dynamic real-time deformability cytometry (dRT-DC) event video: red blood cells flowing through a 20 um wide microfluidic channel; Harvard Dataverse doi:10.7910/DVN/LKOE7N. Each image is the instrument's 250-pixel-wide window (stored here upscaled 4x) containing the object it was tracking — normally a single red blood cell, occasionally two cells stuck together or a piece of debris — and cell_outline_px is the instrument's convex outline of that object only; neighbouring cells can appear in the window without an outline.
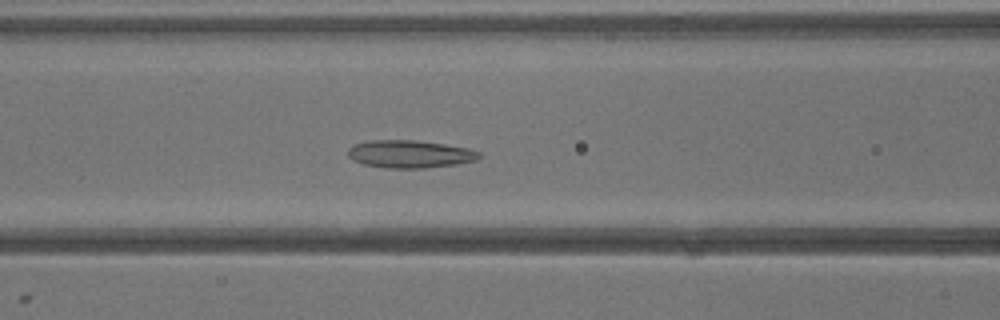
{"species": "common noctule bat (a hibernating species)", "species_latin": "Nyctalus noctula", "temperature_condition": "warm", "stored_images_in_passage": 40, "camera_frame_rate_fps": 3000, "um_per_image_px": 0.085, "animal": {"sex": "male", "body_mass_g": 13.3}, "frame": {"image": 1, "passage_image": 17, "time_ms": 5.333, "image_size_px": [1000, 320], "cell_outline_px": [[480, 156], [476, 160], [456, 164], [424, 168], [384, 168], [364, 164], [352, 160], [348, 156], [348, 148], [356, 144], [368, 140], [412, 140], [444, 144], [468, 148], [480, 152]], "centroid_in_image_um": [34.81, 13.09], "position_along_channel_um": 131.8, "area_um2": 21.1}}
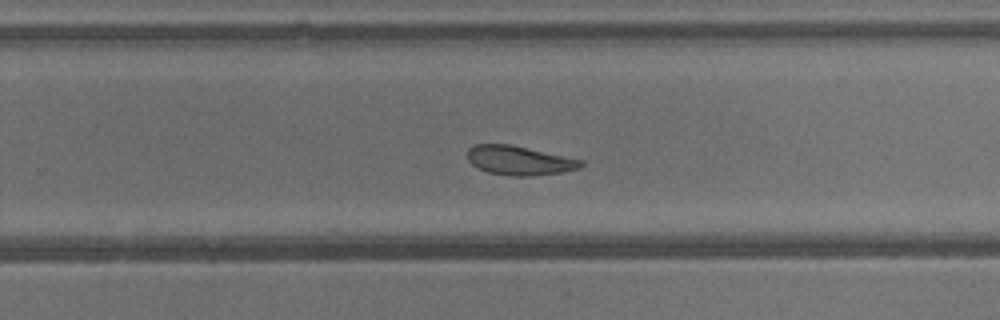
{"frame": {"image": 2, "passage_image": 26, "time_ms": 8.333, "image_size_px": [1000, 320], "cell_outline_px": [[584, 164], [580, 168], [564, 172], [532, 176], [508, 176], [488, 172], [476, 168], [468, 160], [468, 148], [476, 144], [512, 144], [584, 160]], "centroid_in_image_um": [44.16, 13.64], "position_along_channel_um": 285.6, "area_um2": 19.59}}
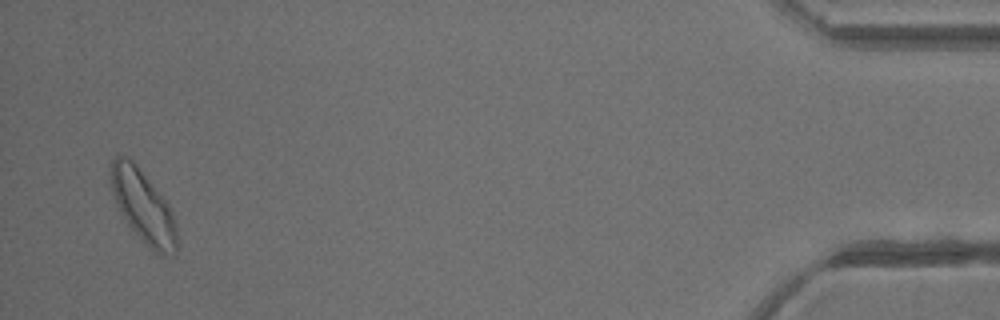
{"frame": {"image": 3, "passage_image": 39, "time_ms": 12.667, "image_size_px": [1000, 320], "cell_outline_px": [[176, 252], [172, 256], [164, 256], [156, 252], [128, 224], [112, 192], [112, 160], [116, 156], [124, 156], [132, 160], [136, 164], [168, 204], [172, 212], [176, 224]], "centroid_in_image_um": [12.21, 17.55], "position_along_channel_um": 423.0, "area_um2": 26.76}}